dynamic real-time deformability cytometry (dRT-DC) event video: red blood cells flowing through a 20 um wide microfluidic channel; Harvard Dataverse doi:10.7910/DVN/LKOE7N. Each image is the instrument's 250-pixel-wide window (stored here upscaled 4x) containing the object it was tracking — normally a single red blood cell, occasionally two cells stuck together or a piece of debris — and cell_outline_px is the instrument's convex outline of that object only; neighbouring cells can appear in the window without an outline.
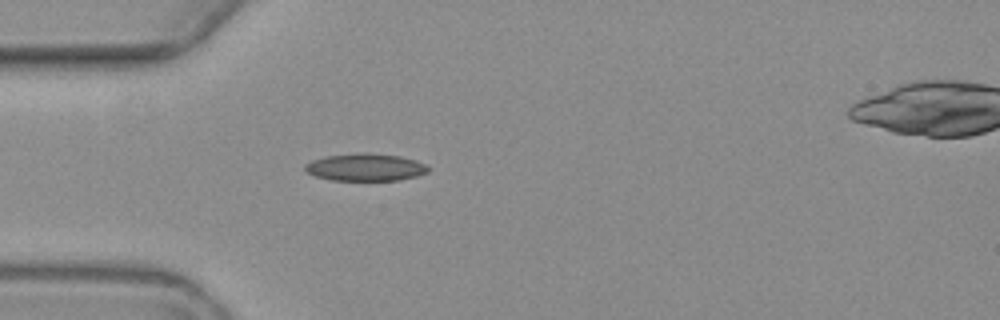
{"species": "common noctule bat (a hibernating species)", "species_latin": "Nyctalus noctula", "temperature_condition": "warm", "stored_images_in_passage": 5, "camera_frame_rate_fps": 3000, "um_per_image_px": 0.085, "animal": {"sex": "female", "body_mass_g": 19.3, "forearm_length_mm": 54.1}, "frame": {"image": 1, "passage_image": 4, "time_ms": 3.667, "image_size_px": [1000, 320], "cell_outline_px": [[428, 172], [416, 176], [400, 180], [332, 180], [316, 176], [308, 172], [304, 168], [304, 164], [312, 160], [324, 156], [356, 152], [368, 152], [400, 156], [416, 160], [424, 164], [428, 168]], "centroid_in_image_um": [31.04, 14.2], "position_along_channel_um": 54.0, "area_um2": 19.77}}